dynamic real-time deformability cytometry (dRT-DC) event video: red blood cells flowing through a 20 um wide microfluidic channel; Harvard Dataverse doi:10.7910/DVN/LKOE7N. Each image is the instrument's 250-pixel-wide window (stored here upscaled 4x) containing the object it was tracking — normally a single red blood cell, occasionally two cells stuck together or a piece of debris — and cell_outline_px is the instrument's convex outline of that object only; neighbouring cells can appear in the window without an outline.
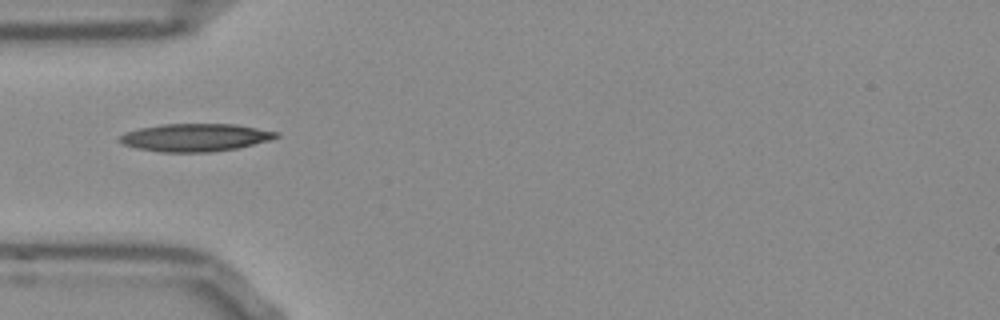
{"species": "Egyptian fruit bat (a non-hibernating species)", "species_latin": "Rousettus aegyptiacus", "temperature_condition": "room temperature", "stored_images_in_passage": 37, "camera_frame_rate_fps": 3000, "um_per_image_px": 0.085, "frame": {"image": 1, "passage_image": 1, "time_ms": 0.0, "image_size_px": [1000, 320], "cell_outline_px": [[280, 136], [268, 140], [236, 148], [208, 152], [160, 152], [136, 148], [124, 144], [116, 140], [124, 132], [140, 128], [160, 124], [236, 124], [280, 132]], "centroid_in_image_um": [16.56, 11.68], "position_along_channel_um": 68.4, "area_um2": 25.32}}
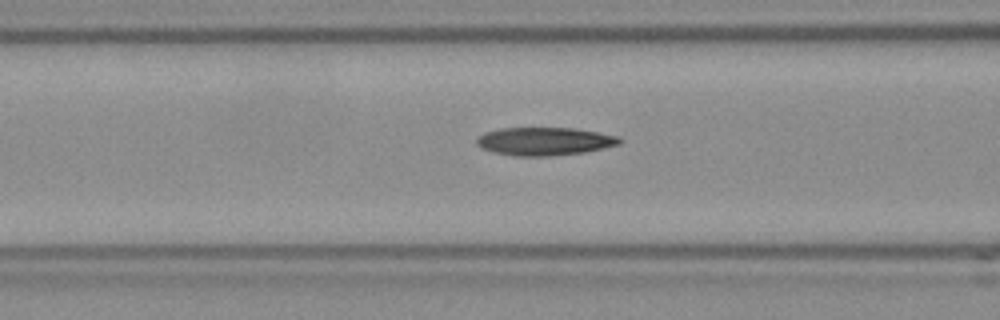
{"frame": {"image": 2, "passage_image": 5, "time_ms": 1.333, "image_size_px": [1000, 320], "cell_outline_px": [[624, 140], [620, 144], [584, 152], [548, 156], [516, 156], [496, 152], [484, 148], [476, 144], [476, 136], [484, 132], [500, 128], [576, 128], [620, 136]], "centroid_in_image_um": [46.31, 12.0], "position_along_channel_um": 120.3, "area_um2": 23.41}}
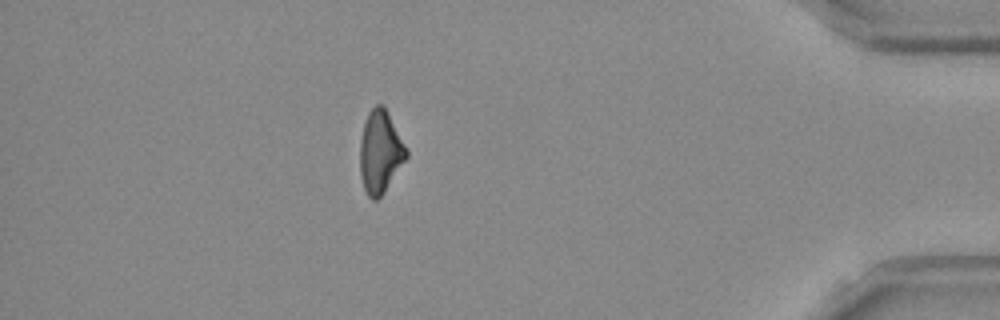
{"frame": {"image": 3, "passage_image": 31, "time_ms": 10.0, "image_size_px": [1000, 320], "cell_outline_px": [[408, 156], [384, 192], [376, 200], [372, 200], [368, 196], [364, 188], [360, 176], [360, 140], [364, 124], [368, 112], [376, 104], [384, 104], [408, 148]], "centroid_in_image_um": [32.33, 12.88], "position_along_channel_um": 402.9, "area_um2": 22.48}, "authors_computed_cell_mechanics": {"area_um2": 22.7154, "velocity_mm_per_s": 3.8206, "shape_relaxation_time_tau1_ms": 5.1254, "shape_relaxation_time_tau2_ms": null, "deformation_change_tau1": 0.168, "deformation_change_tau2": null}}